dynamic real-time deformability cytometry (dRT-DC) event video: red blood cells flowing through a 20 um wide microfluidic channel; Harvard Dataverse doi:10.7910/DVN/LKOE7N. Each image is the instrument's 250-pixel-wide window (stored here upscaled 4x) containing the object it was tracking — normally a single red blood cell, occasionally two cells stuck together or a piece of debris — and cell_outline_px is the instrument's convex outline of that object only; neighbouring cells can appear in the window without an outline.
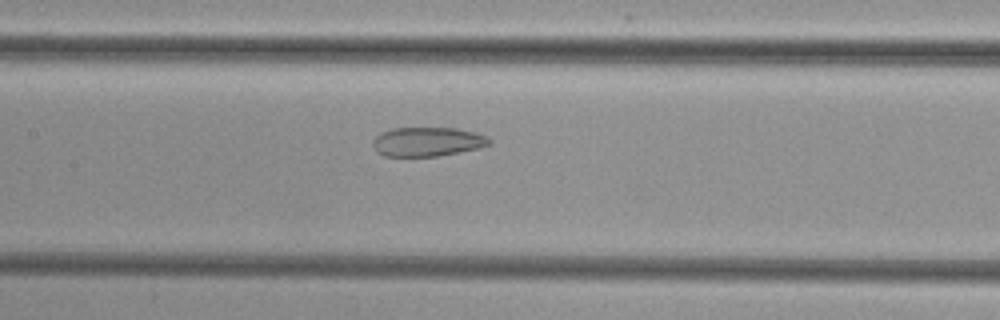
{"species": "common noctule bat (a hibernating species)", "species_latin": "Nyctalus noctula", "temperature_condition": "cold", "stored_images_in_passage": 42, "camera_frame_rate_fps": 3000, "um_per_image_px": 0.085, "animal": {"sex": "female", "body_mass_g": 29.2, "forearm_length_mm": 56.3}, "frame": {"image": 1, "passage_image": 16, "time_ms": 5.0, "image_size_px": [1000, 320], "cell_outline_px": [[492, 144], [476, 148], [436, 156], [384, 156], [376, 152], [372, 144], [372, 140], [380, 132], [392, 128], [456, 128], [476, 132], [488, 136], [492, 140]], "centroid_in_image_um": [36.31, 12.03], "position_along_channel_um": 171.1, "area_um2": 19.88}}
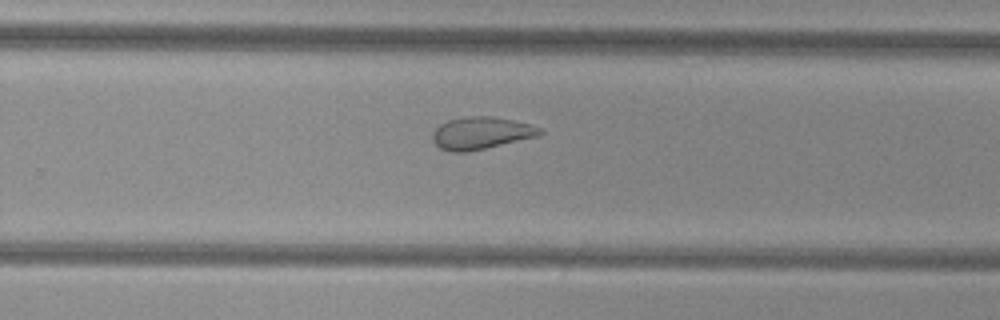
{"frame": {"image": 2, "passage_image": 25, "time_ms": 8.0, "image_size_px": [1000, 320], "cell_outline_px": [[544, 132], [540, 136], [468, 152], [452, 152], [440, 148], [432, 140], [432, 132], [440, 124], [448, 120], [468, 116], [492, 116], [532, 124], [540, 128]], "centroid_in_image_um": [40.91, 11.31], "position_along_channel_um": 288.9, "area_um2": 20.35}}
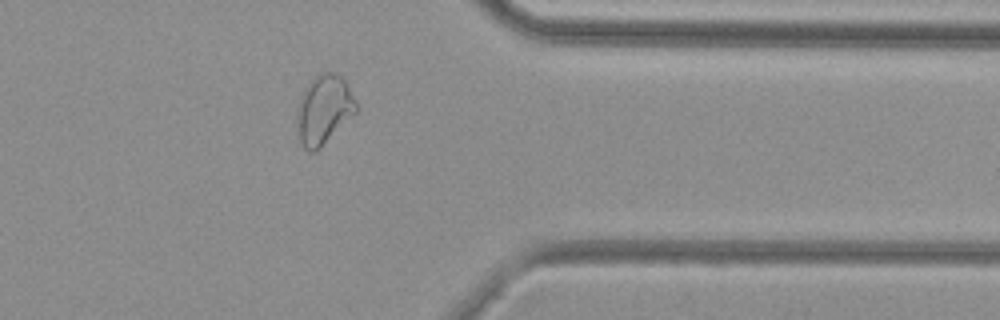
{"frame": {"image": 3, "passage_image": 33, "time_ms": 10.667, "image_size_px": [1000, 320], "cell_outline_px": [[360, 108], [316, 152], [308, 152], [304, 148], [300, 140], [296, 108], [300, 96], [304, 88], [320, 72], [336, 72], [348, 84]], "centroid_in_image_um": [27.54, 9.3], "position_along_channel_um": 383.9, "area_um2": 23.93}}